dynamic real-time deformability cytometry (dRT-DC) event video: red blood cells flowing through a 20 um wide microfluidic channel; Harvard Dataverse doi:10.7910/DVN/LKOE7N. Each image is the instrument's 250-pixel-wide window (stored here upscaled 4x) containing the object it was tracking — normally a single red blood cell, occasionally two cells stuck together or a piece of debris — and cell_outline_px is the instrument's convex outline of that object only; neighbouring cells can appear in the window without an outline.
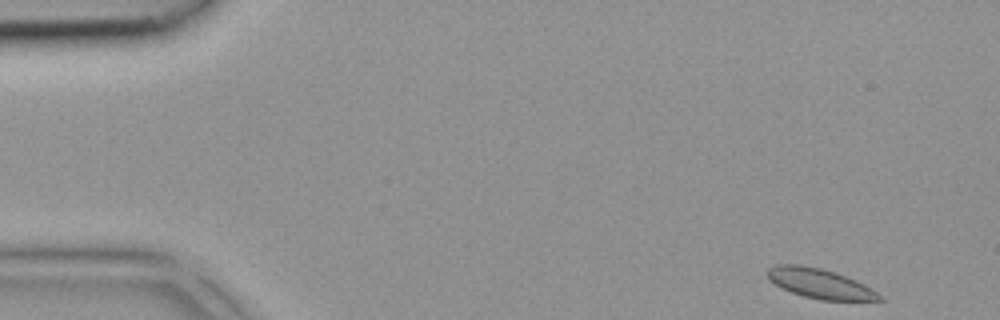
{"species": "common noctule bat (a hibernating species)", "species_latin": "Nyctalus noctula", "temperature_condition": "room temperature", "stored_images_in_passage": 40, "camera_frame_rate_fps": 3000, "um_per_image_px": 0.085, "animal": {"sex": "female", "body_mass_g": 18.4}, "frame": {"image": 1, "passage_image": 1, "time_ms": 0.0, "image_size_px": [1000, 320], "cell_outline_px": [[884, 300], [820, 300], [804, 296], [792, 292], [768, 280], [768, 268], [776, 264], [800, 264], [820, 268], [836, 272], [856, 280], [872, 288]], "centroid_in_image_um": [69.68, 24.08], "position_along_channel_um": 15.3, "area_um2": 19.25}}
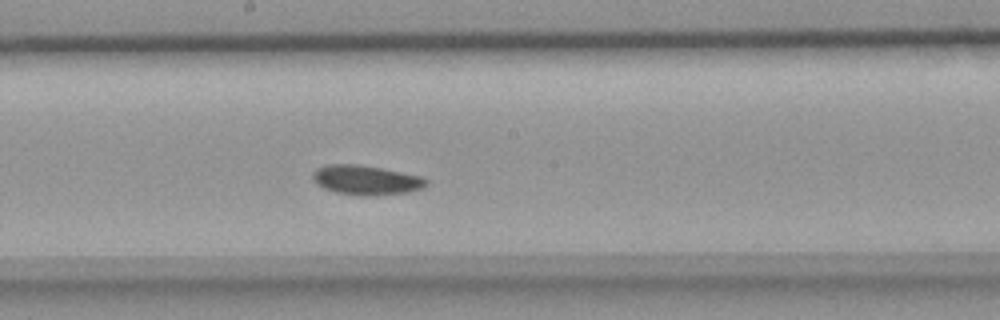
{"frame": {"image": 2, "passage_image": 21, "time_ms": 6.667, "image_size_px": [1000, 320], "cell_outline_px": [[428, 184], [424, 188], [408, 192], [368, 196], [360, 196], [336, 192], [324, 188], [316, 184], [312, 176], [312, 172], [316, 168], [328, 164], [356, 164], [380, 168], [420, 176], [428, 180]], "centroid_in_image_um": [31.1, 15.31], "position_along_channel_um": 217.1, "area_um2": 19.54}}
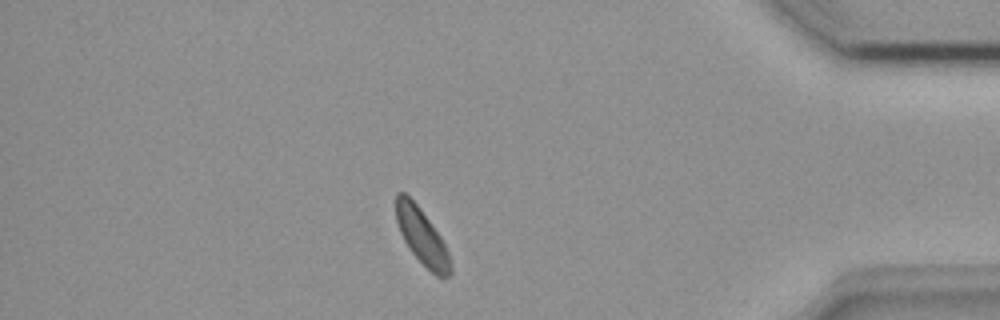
{"frame": {"image": 3, "passage_image": 35, "time_ms": 11.333, "image_size_px": [1000, 320], "cell_outline_px": [[452, 272], [448, 276], [436, 276], [412, 252], [404, 240], [400, 232], [396, 220], [396, 192], [404, 192], [420, 208], [440, 236], [448, 252], [452, 268]], "centroid_in_image_um": [35.85, 20.09], "position_along_channel_um": 399.3, "area_um2": 17.28}}